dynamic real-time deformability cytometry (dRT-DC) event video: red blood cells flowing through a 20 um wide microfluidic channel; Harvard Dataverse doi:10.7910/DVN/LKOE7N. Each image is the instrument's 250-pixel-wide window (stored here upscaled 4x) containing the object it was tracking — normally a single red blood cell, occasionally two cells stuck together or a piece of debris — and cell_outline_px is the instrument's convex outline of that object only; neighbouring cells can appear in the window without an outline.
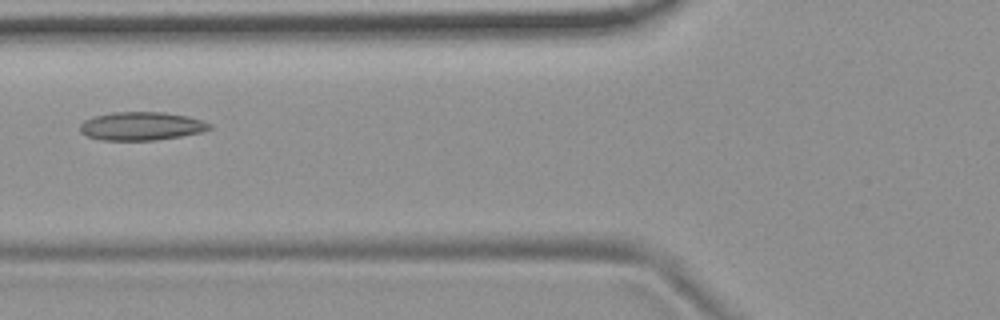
{"species": "common noctule bat (a hibernating species)", "species_latin": "Nyctalus noctula", "temperature_condition": "room temperature", "stored_images_in_passage": 2, "camera_frame_rate_fps": 3000, "um_per_image_px": 0.085, "animal": {"sex": "female", "body_mass_g": 19.9}, "frame": {"image": 1, "passage_image": 2, "time_ms": 0.333, "image_size_px": [1000, 320], "cell_outline_px": [[212, 128], [200, 132], [180, 136], [152, 140], [100, 140], [88, 136], [80, 132], [80, 124], [84, 120], [92, 116], [116, 112], [164, 112], [188, 116], [212, 124]], "centroid_in_image_um": [11.99, 10.71], "position_along_channel_um": 113.8, "area_um2": 21.33}}